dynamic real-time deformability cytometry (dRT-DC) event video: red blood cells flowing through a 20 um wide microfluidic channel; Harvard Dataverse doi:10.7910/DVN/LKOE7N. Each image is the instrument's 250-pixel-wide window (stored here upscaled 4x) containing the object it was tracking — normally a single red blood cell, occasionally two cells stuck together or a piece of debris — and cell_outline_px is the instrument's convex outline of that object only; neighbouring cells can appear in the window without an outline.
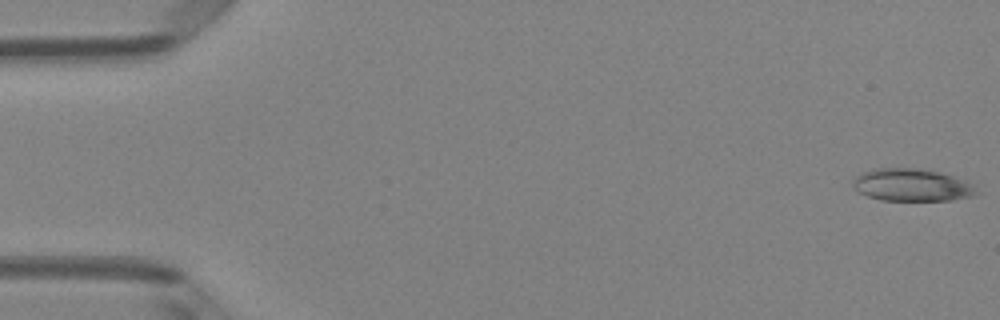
{"species": "Egyptian fruit bat (a non-hibernating species)", "species_latin": "Rousettus aegyptiacus", "temperature_condition": "room temperature", "stored_images_in_passage": 50, "camera_frame_rate_fps": 3000, "um_per_image_px": 0.085, "animal": {"sex": "female"}, "frame": {"image": 1, "passage_image": 1, "time_ms": 0.0, "image_size_px": [1000, 320], "cell_outline_px": [[976, 192], [972, 196], [952, 200], [880, 200], [868, 196], [860, 192], [852, 184], [852, 180], [860, 172], [872, 168], [920, 168], [940, 172], [964, 180], [972, 184]], "centroid_in_image_um": [77.46, 15.71], "position_along_channel_um": 7.5, "area_um2": 23.29}}
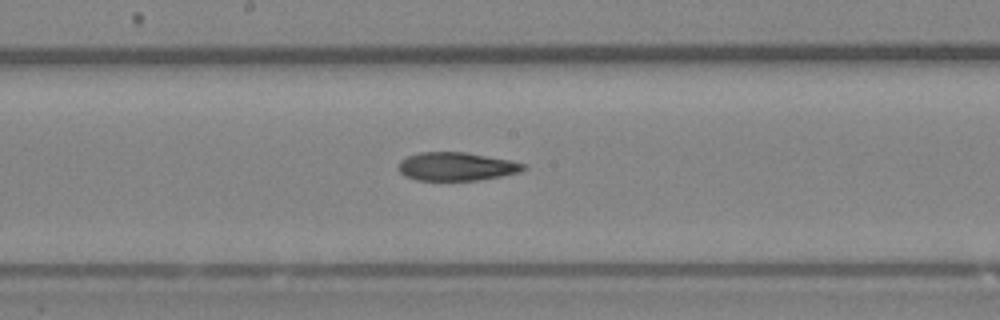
{"frame": {"image": 2, "passage_image": 27, "time_ms": 8.667, "image_size_px": [1000, 320], "cell_outline_px": [[528, 164], [520, 172], [480, 180], [416, 180], [404, 176], [396, 168], [400, 160], [408, 156], [420, 152], [464, 152], [508, 160]], "centroid_in_image_um": [38.75, 14.15], "position_along_channel_um": 209.5, "area_um2": 20.63}}
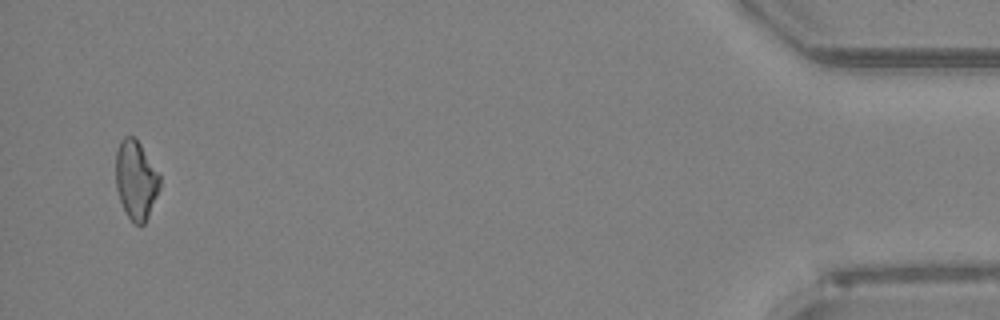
{"frame": {"image": 3, "passage_image": 49, "time_ms": 16.0, "image_size_px": [1000, 320], "cell_outline_px": [[160, 188], [148, 216], [144, 224], [140, 228], [128, 216], [120, 200], [116, 188], [116, 152], [120, 140], [124, 136], [132, 136], [140, 144], [160, 176]], "centroid_in_image_um": [11.55, 15.3], "position_along_channel_um": 423.7, "area_um2": 20.0}}